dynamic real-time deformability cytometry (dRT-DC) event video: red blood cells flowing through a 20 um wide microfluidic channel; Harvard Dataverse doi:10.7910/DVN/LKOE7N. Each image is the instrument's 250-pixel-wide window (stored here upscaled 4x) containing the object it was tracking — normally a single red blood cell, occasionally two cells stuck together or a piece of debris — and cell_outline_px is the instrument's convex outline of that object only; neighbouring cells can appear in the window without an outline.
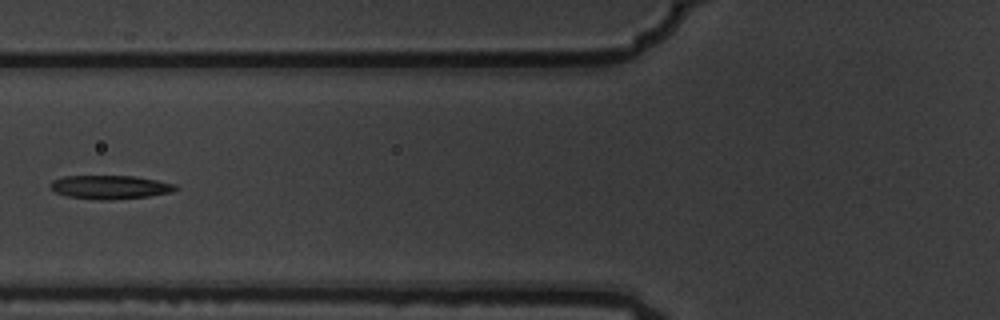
{"species": "common noctule bat (a hibernating species)", "species_latin": "Nyctalus noctula", "temperature_condition": "warm", "stored_images_in_passage": 6, "camera_frame_rate_fps": 3000, "um_per_image_px": 0.085, "animal": {"sex": "male", "body_mass_g": 19.5, "forearm_length_mm": 54.6}, "frame": {"image": 1, "passage_image": 6, "time_ms": 1.667, "image_size_px": [1000, 320], "cell_outline_px": [[180, 188], [172, 192], [148, 196], [112, 200], [100, 200], [68, 196], [56, 192], [48, 188], [48, 184], [52, 180], [64, 176], [132, 176], [156, 180], [176, 184]], "centroid_in_image_um": [9.34, 15.9], "position_along_channel_um": 116.5, "area_um2": 17.34}}